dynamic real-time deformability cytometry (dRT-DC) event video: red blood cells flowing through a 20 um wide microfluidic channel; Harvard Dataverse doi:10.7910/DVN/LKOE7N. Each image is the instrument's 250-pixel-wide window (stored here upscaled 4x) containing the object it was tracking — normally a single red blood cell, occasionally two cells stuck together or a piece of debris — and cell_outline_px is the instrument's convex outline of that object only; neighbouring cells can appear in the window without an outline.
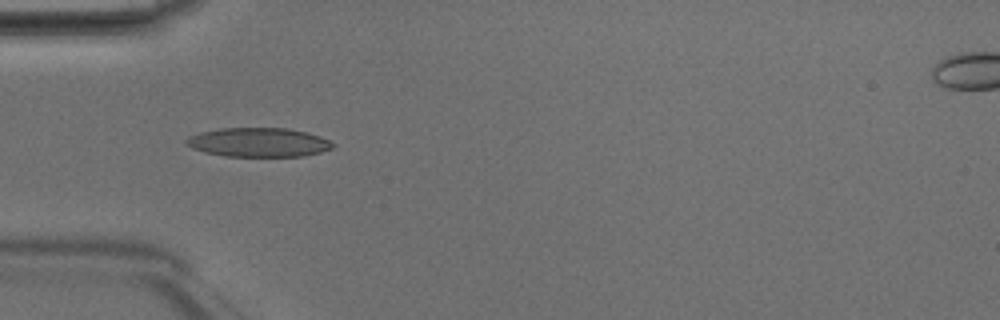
{"species": "Egyptian fruit bat (a non-hibernating species)", "species_latin": "Rousettus aegyptiacus", "temperature_condition": "room temperature", "stored_images_in_passage": 39, "camera_frame_rate_fps": 3000, "um_per_image_px": 0.085, "animal": {"sex": "male"}, "frame": {"image": 1, "passage_image": 6, "time_ms": 1.667, "image_size_px": [1000, 320], "cell_outline_px": [[336, 144], [332, 148], [320, 152], [304, 156], [224, 156], [204, 152], [192, 148], [184, 144], [184, 140], [188, 136], [200, 132], [220, 128], [288, 128], [320, 136]], "centroid_in_image_um": [21.93, 12.1], "position_along_channel_um": 63.1, "area_um2": 24.91}}
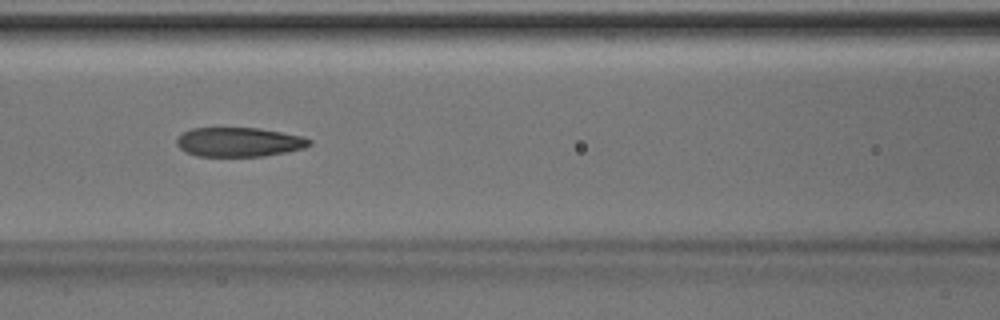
{"frame": {"image": 2, "passage_image": 12, "time_ms": 3.667, "image_size_px": [1000, 320], "cell_outline_px": [[312, 144], [304, 148], [264, 156], [196, 156], [184, 152], [176, 144], [176, 136], [192, 128], [260, 128], [300, 136], [312, 140]], "centroid_in_image_um": [20.27, 12.07], "position_along_channel_um": 146.3, "area_um2": 22.66}}
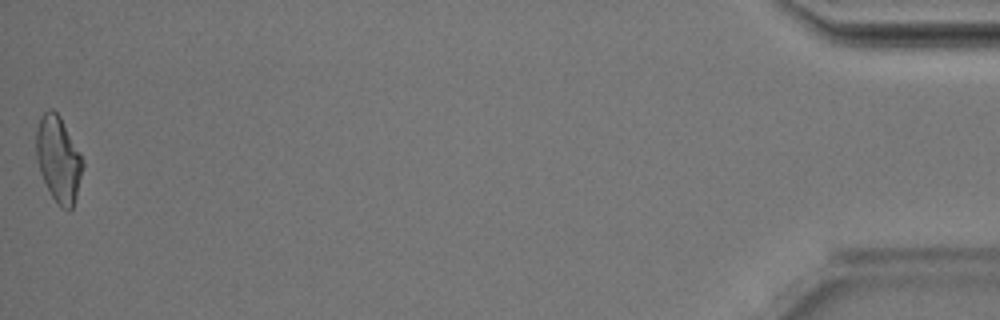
{"frame": {"image": 3, "passage_image": 39, "time_ms": 12.667, "image_size_px": [1000, 320], "cell_outline_px": [[84, 164], [76, 196], [72, 208], [68, 212], [60, 208], [52, 196], [40, 172], [36, 160], [36, 128], [40, 116], [48, 108], [52, 108], [60, 116], [80, 152], [84, 160]], "centroid_in_image_um": [4.96, 13.52], "position_along_channel_um": 430.2, "area_um2": 23.41}, "authors_computed_cell_mechanics": {"area_um2": 23.2934, "velocity_mm_per_s": 4.2266, "shape_relaxation_time_tau1_ms": 5.3315, "shape_relaxation_time_tau2_ms": 2.4744, "deformation_change_tau1": 0.1849, "deformation_change_tau2": 0.1148}}